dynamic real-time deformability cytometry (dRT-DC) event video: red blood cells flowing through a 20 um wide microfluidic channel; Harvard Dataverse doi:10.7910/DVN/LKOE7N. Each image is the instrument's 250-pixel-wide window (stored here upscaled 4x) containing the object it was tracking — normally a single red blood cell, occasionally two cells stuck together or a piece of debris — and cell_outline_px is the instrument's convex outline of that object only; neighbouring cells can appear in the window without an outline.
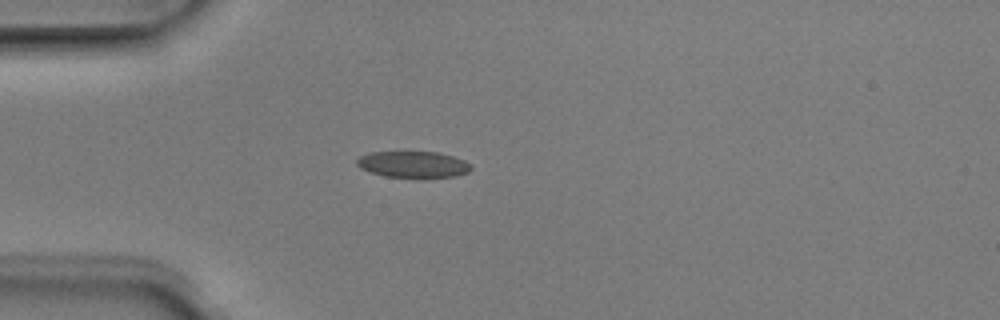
{"species": "Egyptian fruit bat (a non-hibernating species)", "species_latin": "Rousettus aegyptiacus", "temperature_condition": "room temperature", "stored_images_in_passage": 2, "camera_frame_rate_fps": 3000, "um_per_image_px": 0.085, "animal": {"sex": "male"}, "frame": {"image": 1, "passage_image": 1, "time_ms": 0.0, "image_size_px": [1000, 320], "cell_outline_px": [[472, 168], [468, 172], [456, 176], [384, 176], [360, 168], [356, 164], [356, 160], [360, 156], [368, 152], [436, 152], [452, 156], [464, 160], [472, 164]], "centroid_in_image_um": [35.11, 13.95], "position_along_channel_um": 49.9, "area_um2": 17.17}}